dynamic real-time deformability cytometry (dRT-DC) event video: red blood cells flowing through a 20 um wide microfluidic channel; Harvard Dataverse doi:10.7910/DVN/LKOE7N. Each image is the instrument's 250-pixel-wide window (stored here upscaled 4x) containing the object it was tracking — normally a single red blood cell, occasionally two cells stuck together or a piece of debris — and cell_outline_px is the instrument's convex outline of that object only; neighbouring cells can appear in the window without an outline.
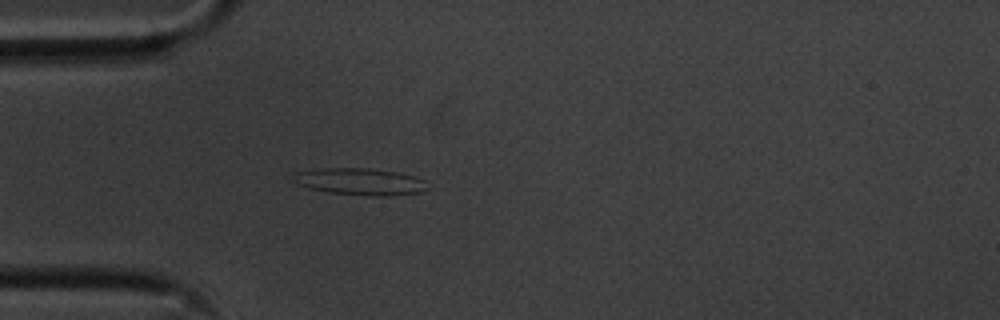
{"species": "common noctule bat (a hibernating species)", "species_latin": "Nyctalus noctula", "temperature_condition": "cold", "stored_images_in_passage": 42, "camera_frame_rate_fps": 3000, "um_per_image_px": 0.085, "animal": {"sex": "male", "body_mass_g": 20.1, "forearm_length_mm": 53.5}, "frame": {"image": 1, "passage_image": 2, "time_ms": 0.333, "image_size_px": [1000, 320], "cell_outline_px": [[428, 188], [424, 192], [388, 196], [376, 196], [328, 192], [308, 188], [296, 184], [296, 172], [320, 168], [368, 168], [396, 172], [416, 176], [424, 180]], "centroid_in_image_um": [30.67, 15.44], "position_along_channel_um": 54.3, "area_um2": 20.92}}
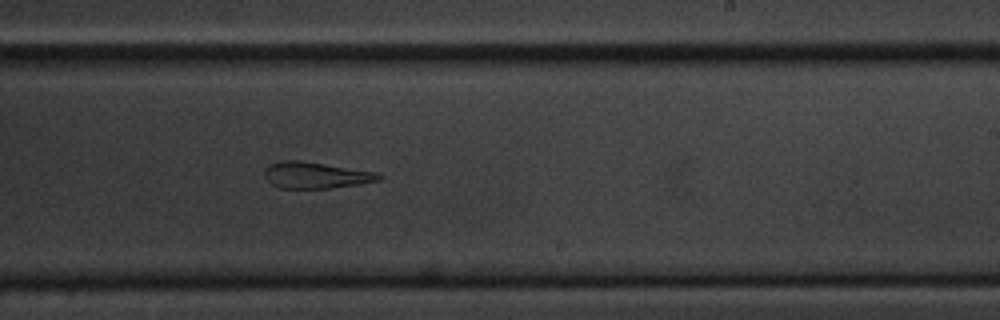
{"frame": {"image": 2, "passage_image": 20, "time_ms": 6.333, "image_size_px": [1000, 320], "cell_outline_px": [[384, 176], [380, 180], [360, 184], [328, 188], [280, 188], [272, 184], [264, 176], [264, 168], [268, 164], [280, 160], [300, 160], [376, 172]], "centroid_in_image_um": [26.81, 14.88], "position_along_channel_um": 262.2, "area_um2": 17.63}}
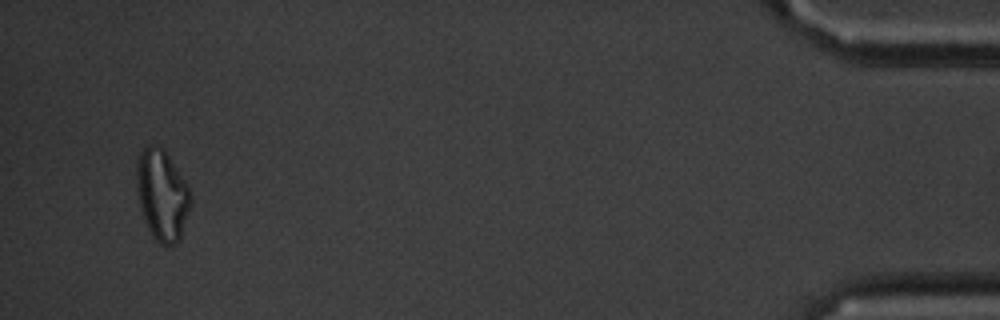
{"frame": {"image": 3, "passage_image": 40, "time_ms": 13.0, "image_size_px": [1000, 320], "cell_outline_px": [[192, 204], [180, 240], [176, 244], [164, 248], [152, 236], [144, 220], [140, 208], [136, 180], [136, 168], [140, 152], [144, 144], [156, 144], [164, 148], [188, 184], [192, 196]], "centroid_in_image_um": [13.8, 16.58], "position_along_channel_um": 421.4, "area_um2": 29.42}, "authors_computed_cell_mechanics": {"area_um2": 19.2185, "velocity_mm_per_s": 3.5608, "shape_relaxation_time_tau1_ms": null, "shape_relaxation_time_tau2_ms": 3.455, "deformation_change_tau1": null, "deformation_change_tau2": 0.1427}}